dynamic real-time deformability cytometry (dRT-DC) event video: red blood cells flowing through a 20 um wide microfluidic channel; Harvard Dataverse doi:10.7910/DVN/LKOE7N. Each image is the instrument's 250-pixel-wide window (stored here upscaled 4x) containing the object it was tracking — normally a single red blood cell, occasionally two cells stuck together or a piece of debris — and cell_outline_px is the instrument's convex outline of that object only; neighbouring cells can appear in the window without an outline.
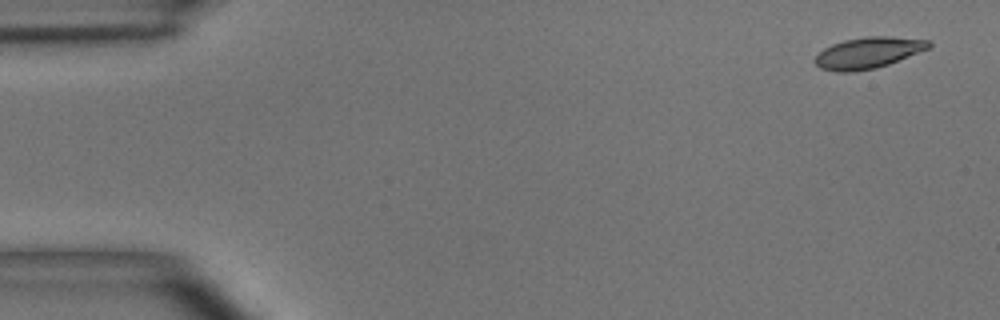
{"species": "common noctule bat (a hibernating species)", "species_latin": "Nyctalus noctula", "temperature_condition": "room temperature", "stored_images_in_passage": 6, "camera_frame_rate_fps": 3000, "um_per_image_px": 0.085, "animal": {"sex": "male", "body_mass_g": 15.6}, "frame": {"image": 1, "passage_image": 1, "time_ms": 0.0, "image_size_px": [1000, 320], "cell_outline_px": [[932, 44], [928, 48], [888, 64], [876, 68], [852, 72], [836, 72], [820, 68], [812, 60], [824, 48], [832, 44], [844, 40], [864, 36], [888, 36], [928, 40]], "centroid_in_image_um": [73.74, 4.49], "position_along_channel_um": 11.3, "area_um2": 20.58}}
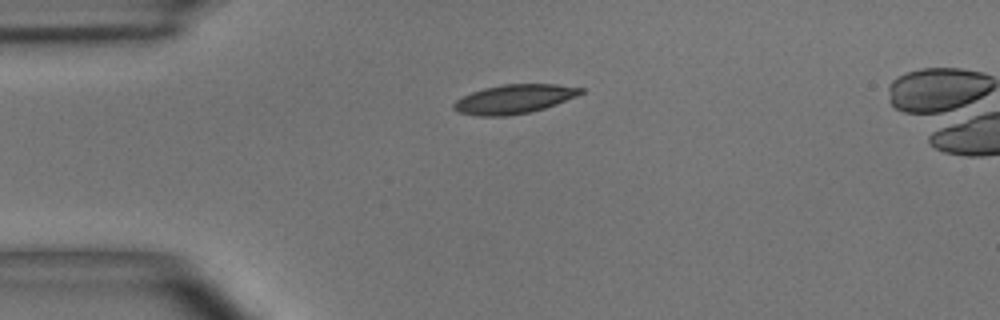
{"frame": {"image": 2, "passage_image": 4, "time_ms": 3.333, "image_size_px": [1000, 320], "cell_outline_px": [[584, 92], [576, 96], [556, 104], [532, 112], [504, 116], [476, 116], [460, 112], [452, 108], [452, 104], [456, 100], [472, 92], [484, 88], [504, 84], [556, 84], [584, 88]], "centroid_in_image_um": [43.7, 8.42], "position_along_channel_um": 41.3, "area_um2": 21.44}}
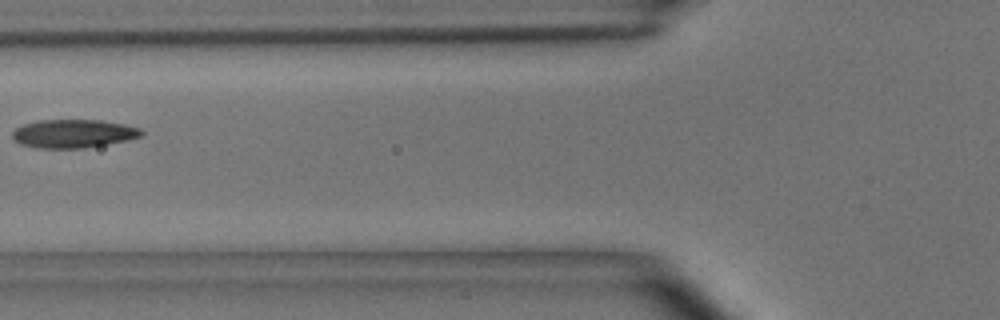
{"frame": {"image": 3, "passage_image": 6, "time_ms": 6.0, "image_size_px": [1000, 320], "cell_outline_px": [[144, 132], [140, 136], [128, 140], [84, 148], [36, 148], [20, 144], [12, 140], [12, 132], [16, 128], [24, 124], [40, 120], [100, 120], [124, 124], [140, 128]], "centroid_in_image_um": [6.21, 11.36], "position_along_channel_um": 119.6, "area_um2": 21.39}}